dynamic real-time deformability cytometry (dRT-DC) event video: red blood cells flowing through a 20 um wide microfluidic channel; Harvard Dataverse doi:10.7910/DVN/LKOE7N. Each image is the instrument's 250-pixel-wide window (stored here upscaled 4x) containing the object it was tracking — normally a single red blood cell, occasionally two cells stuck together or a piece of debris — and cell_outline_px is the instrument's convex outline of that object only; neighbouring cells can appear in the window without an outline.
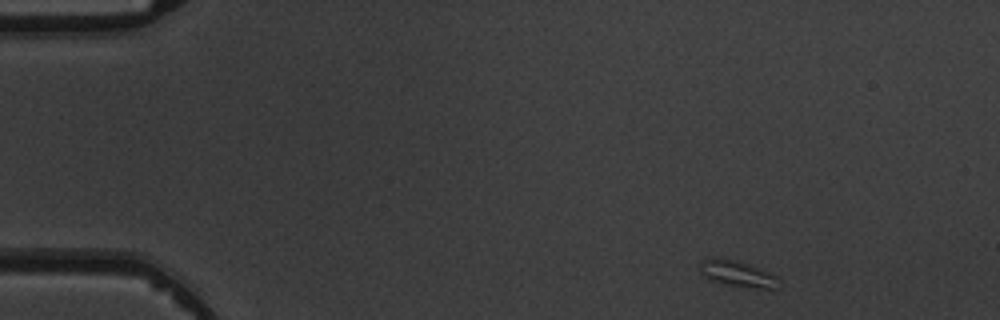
{"species": "common noctule bat (a hibernating species)", "species_latin": "Nyctalus noctula", "temperature_condition": "warm", "stored_images_in_passage": 7, "camera_frame_rate_fps": 3000, "um_per_image_px": 0.085, "animal": {"sex": "male", "body_mass_g": 19.5, "forearm_length_mm": 54.6}, "frame": {"image": 1, "passage_image": 1, "time_ms": 0.0, "image_size_px": [1000, 320], "cell_outline_px": [[780, 288], [756, 288], [720, 284], [708, 280], [700, 272], [700, 264], [704, 260], [712, 256], [736, 260], [776, 276]], "centroid_in_image_um": [62.6, 23.27], "position_along_channel_um": 22.4, "area_um2": 11.91}}